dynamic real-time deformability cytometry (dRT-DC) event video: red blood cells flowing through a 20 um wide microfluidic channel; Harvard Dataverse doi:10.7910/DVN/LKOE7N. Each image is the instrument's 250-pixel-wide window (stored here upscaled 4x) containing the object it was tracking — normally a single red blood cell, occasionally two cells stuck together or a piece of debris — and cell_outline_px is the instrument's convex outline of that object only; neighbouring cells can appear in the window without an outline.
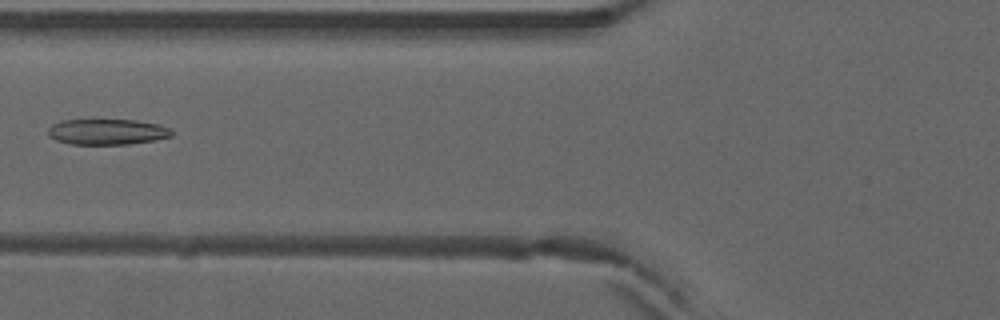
{"species": "common noctule bat (a hibernating species)", "species_latin": "Nyctalus noctula", "temperature_condition": "warm", "stored_images_in_passage": 4, "camera_frame_rate_fps": 3000, "um_per_image_px": 0.085, "animal": {"sex": "male", "forearm_length_mm": 52.5}, "frame": {"image": 1, "passage_image": 4, "time_ms": 1.0, "image_size_px": [1000, 320], "cell_outline_px": [[172, 136], [152, 140], [128, 144], [72, 144], [56, 140], [48, 136], [48, 128], [52, 124], [60, 120], [136, 120], [156, 124], [172, 128]], "centroid_in_image_um": [9.08, 11.2], "position_along_channel_um": 116.7, "area_um2": 18.44}}